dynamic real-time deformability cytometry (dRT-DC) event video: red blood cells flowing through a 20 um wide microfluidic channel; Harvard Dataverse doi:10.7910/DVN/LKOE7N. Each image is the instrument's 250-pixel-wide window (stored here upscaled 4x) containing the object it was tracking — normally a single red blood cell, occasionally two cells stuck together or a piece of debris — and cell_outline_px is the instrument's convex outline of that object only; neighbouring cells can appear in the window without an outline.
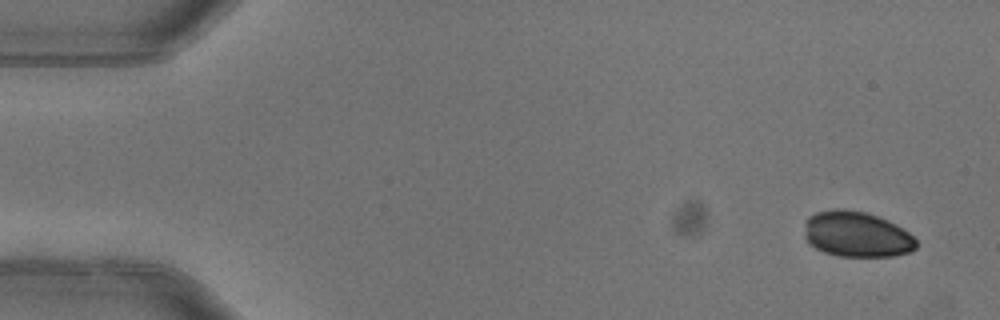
{"species": "common noctule bat (a hibernating species)", "species_latin": "Nyctalus noctula", "temperature_condition": "warm", "stored_images_in_passage": 4, "camera_frame_rate_fps": 3000, "um_per_image_px": 0.085, "animal": {"sex": "female"}, "frame": {"image": 1, "passage_image": 1, "time_ms": 0.0, "image_size_px": [1000, 320], "cell_outline_px": [[916, 248], [912, 252], [892, 256], [840, 256], [824, 252], [808, 244], [804, 236], [804, 224], [808, 216], [816, 212], [836, 208], [840, 208], [864, 212], [888, 220], [896, 224], [908, 232], [916, 240]], "centroid_in_image_um": [72.79, 19.91], "position_along_channel_um": 12.2, "area_um2": 29.88}}
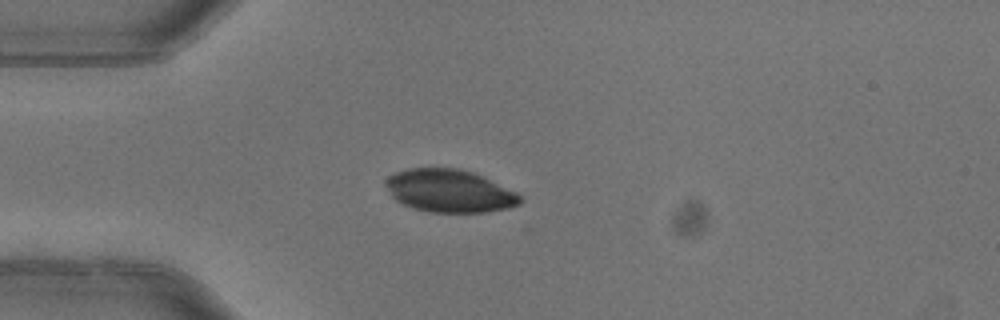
{"frame": {"image": 2, "passage_image": 4, "time_ms": 1.0, "image_size_px": [1000, 320], "cell_outline_px": [[524, 200], [520, 204], [508, 208], [488, 212], [428, 212], [412, 208], [396, 200], [392, 196], [384, 184], [384, 180], [388, 176], [396, 172], [408, 168], [460, 168], [472, 172], [516, 192], [524, 196]], "centroid_in_image_um": [38.2, 16.23], "position_along_channel_um": 46.8, "area_um2": 33.64}}